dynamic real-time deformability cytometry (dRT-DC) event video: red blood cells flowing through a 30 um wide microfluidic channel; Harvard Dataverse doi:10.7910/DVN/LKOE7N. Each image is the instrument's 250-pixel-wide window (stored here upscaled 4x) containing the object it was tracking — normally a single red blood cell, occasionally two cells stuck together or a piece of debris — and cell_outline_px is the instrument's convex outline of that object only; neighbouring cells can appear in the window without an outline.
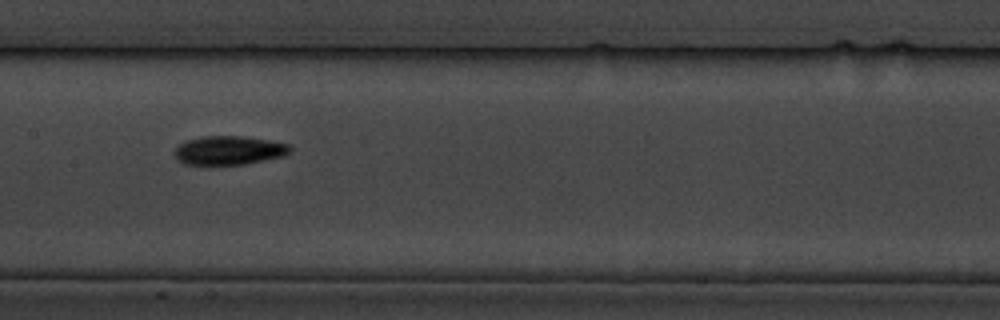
{"species": "common noctule bat (a hibernating species)", "species_latin": "Nyctalus noctula", "temperature_condition": "cold", "stored_images_in_passage": 14, "camera_frame_rate_fps": 3000, "um_per_image_px": 0.085, "animal": {"sex": "male", "body_mass_g": 19.5, "forearm_length_mm": 54.6}, "frame": {"image": 1, "passage_image": 7, "time_ms": 7.667, "image_size_px": [1000, 320], "cell_outline_px": [[292, 152], [284, 156], [244, 164], [184, 164], [176, 160], [176, 148], [184, 140], [204, 136], [240, 136], [268, 140], [288, 144], [292, 148]], "centroid_in_image_um": [19.47, 12.77], "position_along_channel_um": 187.9, "area_um2": 19.31}}
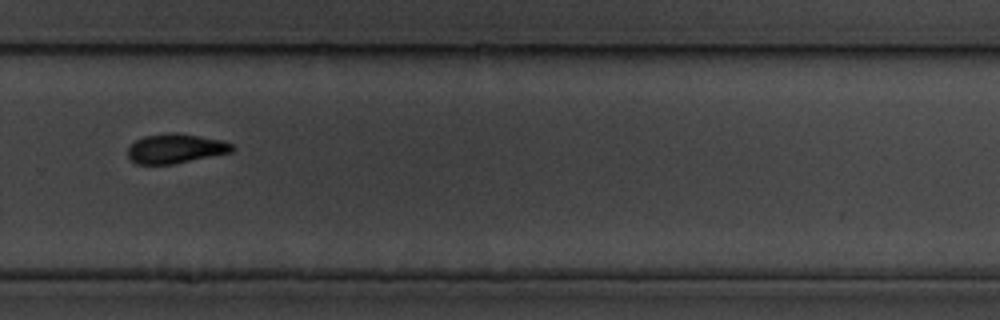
{"frame": {"image": 2, "passage_image": 10, "time_ms": 11.333, "image_size_px": [1000, 320], "cell_outline_px": [[236, 148], [232, 152], [172, 164], [136, 164], [128, 156], [128, 148], [136, 140], [144, 136], [172, 132], [176, 132], [200, 136], [220, 140], [232, 144]], "centroid_in_image_um": [14.92, 12.62], "position_along_channel_um": 314.9, "area_um2": 17.8}}
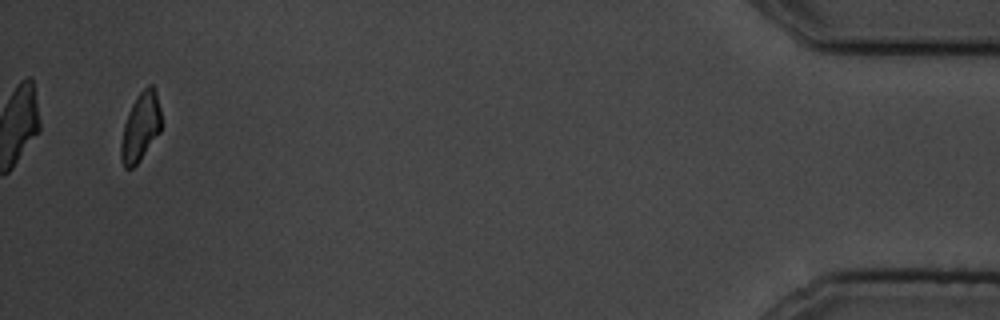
{"frame": {"image": 3, "passage_image": 14, "time_ms": 16.667, "image_size_px": [1000, 320], "cell_outline_px": [[160, 132], [140, 160], [132, 168], [124, 168], [120, 160], [120, 144], [124, 124], [128, 112], [136, 96], [148, 84], [152, 84], [156, 88], [160, 108]], "centroid_in_image_um": [11.93, 10.78], "position_along_channel_um": 423.3, "area_um2": 16.18}, "authors_computed_cell_mechanics": {"area_um2": 18.5249, "velocity_mm_per_s": 3.4771, "shape_relaxation_time_tau1_ms": 1.9399, "shape_relaxation_time_tau2_ms": 2.8455, "deformation_change_tau1": 0.0854, "deformation_change_tau2": 0.0784}}